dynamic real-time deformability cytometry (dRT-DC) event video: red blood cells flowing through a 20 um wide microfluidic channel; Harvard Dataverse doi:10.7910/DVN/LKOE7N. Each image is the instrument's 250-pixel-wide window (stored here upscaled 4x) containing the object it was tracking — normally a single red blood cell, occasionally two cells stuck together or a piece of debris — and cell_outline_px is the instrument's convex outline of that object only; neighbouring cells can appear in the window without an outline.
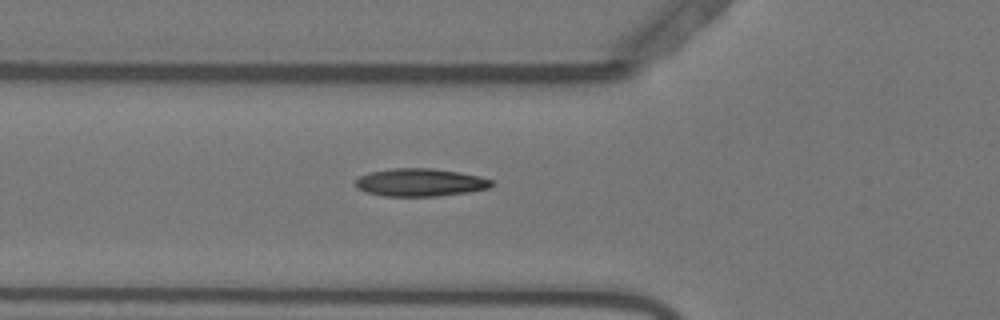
{"species": "Egyptian fruit bat (a non-hibernating species)", "species_latin": "Rousettus aegyptiacus", "temperature_condition": "warm", "stored_images_in_passage": 38, "camera_frame_rate_fps": 3000, "um_per_image_px": 0.085, "animal": {"sex": "female"}, "frame": {"image": 1, "passage_image": 5, "time_ms": 1.333, "image_size_px": [1000, 320], "cell_outline_px": [[492, 184], [488, 188], [468, 192], [436, 196], [384, 196], [364, 192], [356, 188], [356, 180], [360, 176], [372, 172], [392, 168], [432, 168], [460, 172], [480, 176], [492, 180]], "centroid_in_image_um": [35.7, 15.5], "position_along_channel_um": 90.1, "area_um2": 22.02}}
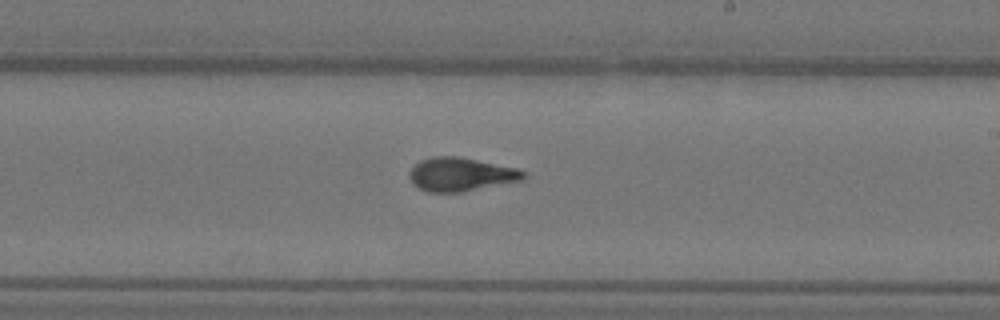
{"frame": {"image": 2, "passage_image": 18, "time_ms": 5.667, "image_size_px": [1000, 320], "cell_outline_px": [[528, 176], [520, 180], [460, 192], [428, 192], [412, 184], [408, 176], [408, 172], [420, 160], [432, 156], [456, 156], [516, 168], [524, 172]], "centroid_in_image_um": [39.11, 14.82], "position_along_channel_um": 249.9, "area_um2": 22.02}}
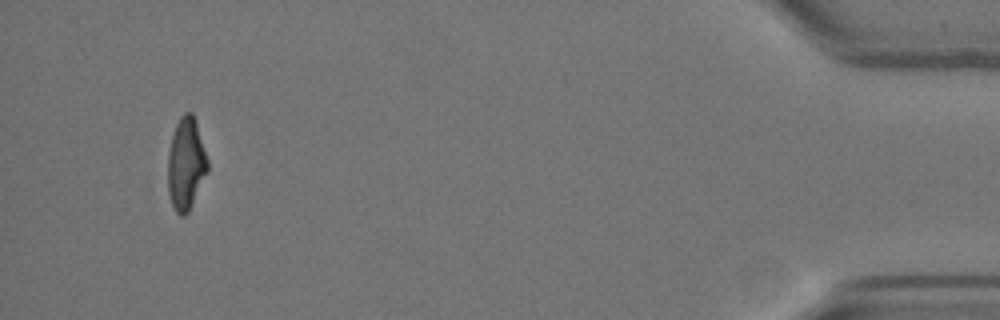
{"frame": {"image": 3, "passage_image": 38, "time_ms": 12.333, "image_size_px": [1000, 320], "cell_outline_px": [[208, 172], [188, 212], [184, 216], [180, 216], [176, 212], [172, 204], [168, 192], [168, 152], [172, 136], [176, 124], [180, 116], [184, 112], [192, 112], [196, 120], [208, 160]], "centroid_in_image_um": [15.81, 13.91], "position_along_channel_um": 419.4, "area_um2": 21.44}, "authors_computed_cell_mechanics": {"area_um2": 21.5594, "velocity_mm_per_s": 3.6729, "shape_relaxation_time_tau1_ms": 6.7991, "shape_relaxation_time_tau2_ms": 1.1444, "deformation_change_tau1": 0.2029, "deformation_change_tau2": 0.0795}}